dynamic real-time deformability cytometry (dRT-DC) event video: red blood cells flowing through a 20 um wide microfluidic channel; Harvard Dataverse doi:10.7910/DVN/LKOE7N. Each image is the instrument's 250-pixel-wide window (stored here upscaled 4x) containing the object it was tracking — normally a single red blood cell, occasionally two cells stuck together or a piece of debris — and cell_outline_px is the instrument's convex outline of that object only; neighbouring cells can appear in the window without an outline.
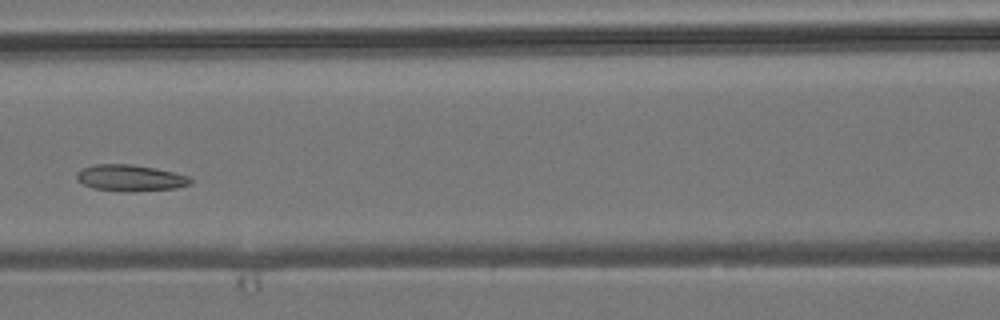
{"species": "common noctule bat (a hibernating species)", "species_latin": "Nyctalus noctula", "temperature_condition": "room temperature", "stored_images_in_passage": 7, "camera_frame_rate_fps": 3000, "um_per_image_px": 0.085, "animal": {"sex": "male", "body_mass_g": 19.2, "forearm_length_mm": 51.8}, "frame": {"image": 1, "passage_image": 6, "time_ms": 6.0, "image_size_px": [1000, 320], "cell_outline_px": [[192, 180], [188, 184], [176, 188], [136, 192], [132, 192], [92, 188], [76, 180], [76, 172], [80, 168], [92, 164], [132, 164], [156, 168], [188, 176]], "centroid_in_image_um": [11.01, 15.12], "position_along_channel_um": 155.6, "area_um2": 17.63}}
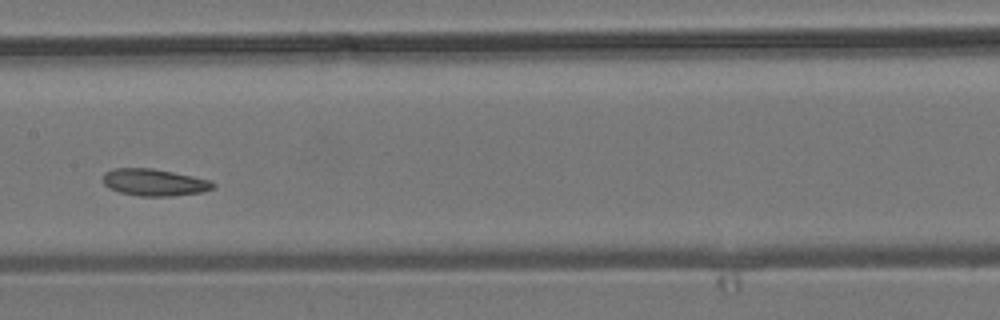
{"frame": {"image": 2, "passage_image": 7, "time_ms": 7.0, "image_size_px": [1000, 320], "cell_outline_px": [[216, 184], [212, 188], [200, 192], [172, 196], [140, 196], [120, 192], [108, 188], [104, 184], [104, 172], [116, 168], [152, 168], [212, 180]], "centroid_in_image_um": [13.11, 15.5], "position_along_channel_um": 194.3, "area_um2": 17.17}}